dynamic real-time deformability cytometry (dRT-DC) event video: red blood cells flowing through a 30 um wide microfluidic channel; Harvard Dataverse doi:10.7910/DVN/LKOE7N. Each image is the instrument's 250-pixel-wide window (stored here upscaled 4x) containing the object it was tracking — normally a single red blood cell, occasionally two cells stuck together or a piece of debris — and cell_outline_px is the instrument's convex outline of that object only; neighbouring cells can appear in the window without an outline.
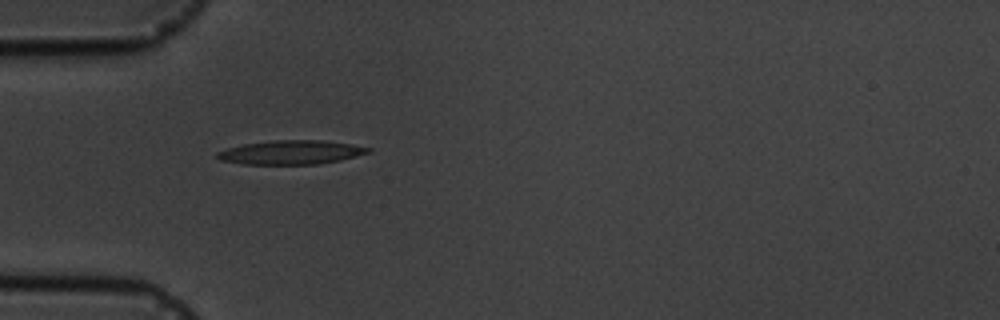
{"species": "common noctule bat (a hibernating species)", "species_latin": "Nyctalus noctula", "temperature_condition": "cold", "stored_images_in_passage": 6, "camera_frame_rate_fps": 3000, "um_per_image_px": 0.085, "animal": {"sex": "male", "body_mass_g": 19.5, "forearm_length_mm": 54.6}, "frame": {"image": 1, "passage_image": 5, "time_ms": 4.667, "image_size_px": [1000, 320], "cell_outline_px": [[372, 152], [340, 160], [316, 164], [244, 164], [220, 160], [216, 156], [216, 152], [228, 148], [244, 144], [272, 140], [324, 140], [352, 144], [372, 148]], "centroid_in_image_um": [24.76, 12.94], "position_along_channel_um": 60.2, "area_um2": 21.1}}
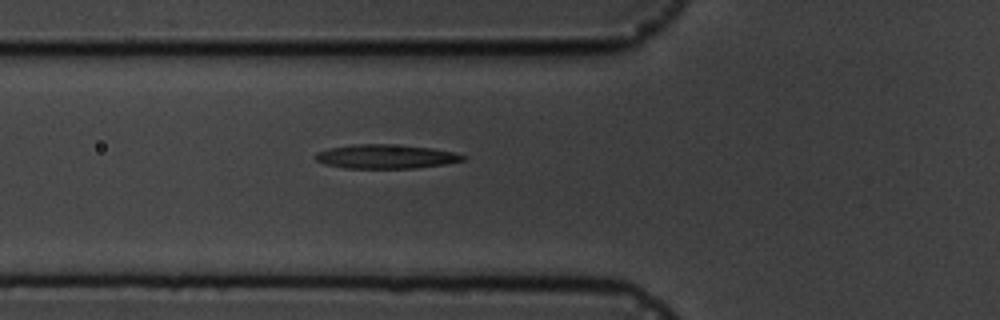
{"frame": {"image": 2, "passage_image": 6, "time_ms": 5.667, "image_size_px": [1000, 320], "cell_outline_px": [[464, 160], [448, 164], [416, 168], [348, 168], [324, 164], [316, 160], [312, 156], [316, 152], [328, 148], [352, 144], [388, 144], [432, 148], [452, 152], [464, 156]], "centroid_in_image_um": [32.74, 13.3], "position_along_channel_um": 93.1, "area_um2": 20.69}}